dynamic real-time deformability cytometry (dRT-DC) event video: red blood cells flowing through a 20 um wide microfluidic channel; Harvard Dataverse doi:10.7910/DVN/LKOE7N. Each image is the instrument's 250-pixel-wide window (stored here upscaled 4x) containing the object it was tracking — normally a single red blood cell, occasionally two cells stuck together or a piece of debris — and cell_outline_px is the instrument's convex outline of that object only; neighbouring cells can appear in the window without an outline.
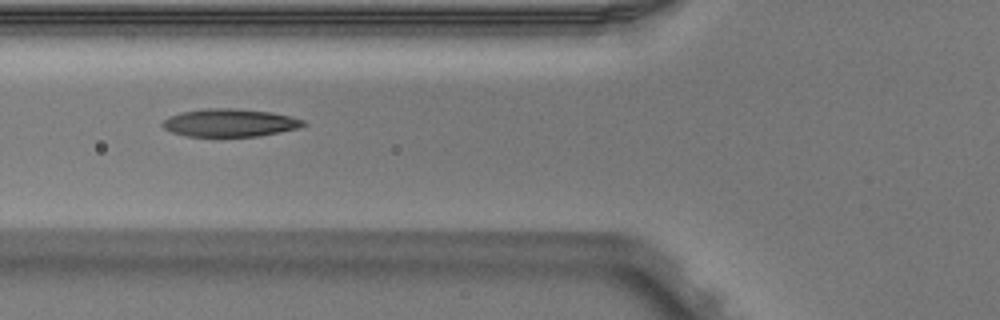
{"species": "Egyptian fruit bat (a non-hibernating species)", "species_latin": "Rousettus aegyptiacus", "temperature_condition": "warm", "stored_images_in_passage": 9, "camera_frame_rate_fps": 3000, "um_per_image_px": 0.085, "animal": {"sex": "male"}, "frame": {"image": 1, "passage_image": 6, "time_ms": 1.667, "image_size_px": [1000, 320], "cell_outline_px": [[308, 124], [296, 128], [280, 132], [260, 136], [220, 140], [188, 136], [172, 132], [164, 128], [160, 124], [168, 116], [180, 112], [204, 108], [236, 108], [272, 112], [304, 120]], "centroid_in_image_um": [19.48, 10.48], "position_along_channel_um": 106.3, "area_um2": 23.93}}
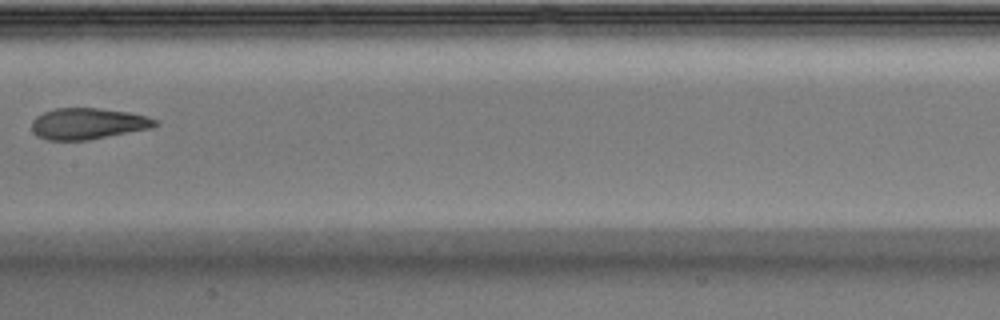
{"frame": {"image": 2, "passage_image": 8, "time_ms": 2.333, "image_size_px": [1000, 320], "cell_outline_px": [[160, 124], [152, 128], [88, 140], [48, 140], [32, 132], [32, 120], [36, 116], [44, 112], [56, 108], [96, 108], [128, 112], [148, 116], [160, 120]], "centroid_in_image_um": [7.52, 10.51], "position_along_channel_um": 199.9, "area_um2": 22.54}}
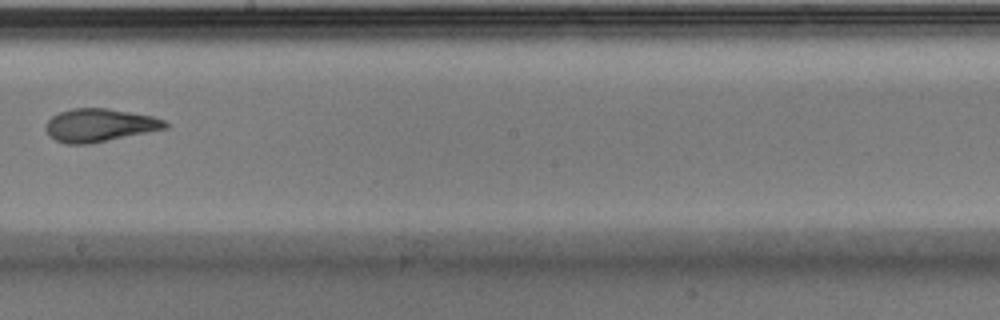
{"frame": {"image": 3, "passage_image": 9, "time_ms": 2.667, "image_size_px": [1000, 320], "cell_outline_px": [[168, 128], [88, 144], [64, 144], [48, 136], [48, 120], [52, 116], [60, 112], [72, 108], [108, 108], [152, 116], [164, 120], [168, 124]], "centroid_in_image_um": [8.47, 10.64], "position_along_channel_um": 239.7, "area_um2": 22.77}}